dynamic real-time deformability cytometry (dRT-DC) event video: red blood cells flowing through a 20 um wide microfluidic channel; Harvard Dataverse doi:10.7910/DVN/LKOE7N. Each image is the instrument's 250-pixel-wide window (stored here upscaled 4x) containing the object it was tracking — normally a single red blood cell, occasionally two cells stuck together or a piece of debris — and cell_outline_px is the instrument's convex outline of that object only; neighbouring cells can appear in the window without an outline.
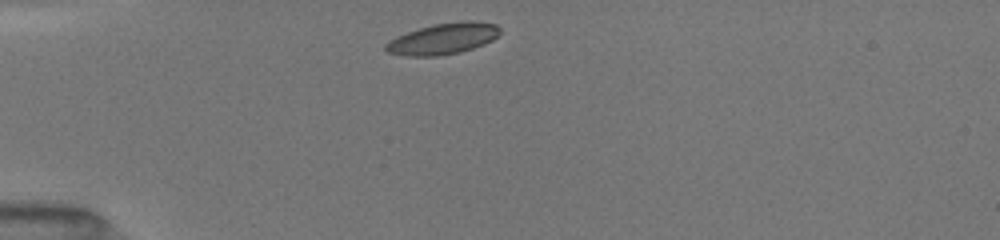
{"species": "common noctule bat (a hibernating species)", "species_latin": "Nyctalus noctula", "temperature_condition": "room temperature", "stored_images_in_passage": 30, "camera_frame_rate_fps": 3000, "um_per_image_px": 0.085, "animal": {"sex": "female", "body_mass_g": 19.5, "forearm_length_mm": 54.1}, "frame": {"image": 1, "passage_image": 1, "time_ms": 0.0, "image_size_px": [1000, 240], "cell_outline_px": [[500, 32], [492, 40], [484, 44], [460, 52], [436, 56], [404, 56], [388, 52], [384, 48], [384, 44], [388, 40], [396, 36], [432, 24], [460, 20], [472, 20], [496, 24], [500, 28]], "centroid_in_image_um": [37.64, 3.28], "position_along_channel_um": 47.4, "area_um2": 20.87}}
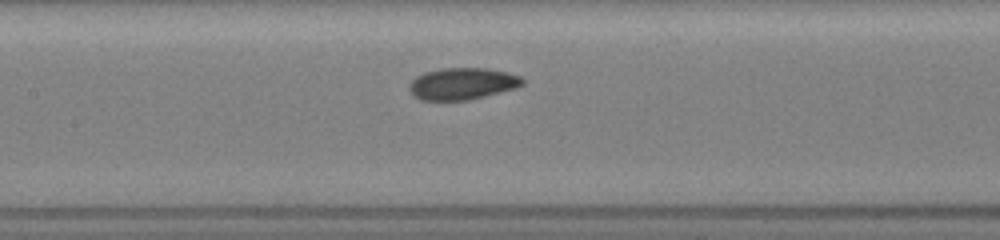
{"frame": {"image": 2, "passage_image": 12, "time_ms": 3.667, "image_size_px": [1000, 240], "cell_outline_px": [[524, 84], [516, 88], [468, 100], [420, 100], [412, 96], [408, 88], [408, 84], [416, 76], [424, 72], [440, 68], [488, 68], [508, 72], [520, 76], [524, 80]], "centroid_in_image_um": [39.27, 7.11], "position_along_channel_um": 168.1, "area_um2": 21.21}}
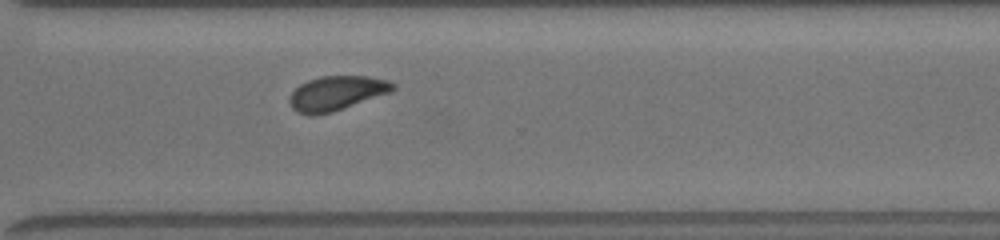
{"frame": {"image": 3, "passage_image": 29, "time_ms": 8.0, "image_size_px": [1000, 240], "cell_outline_px": [[396, 88], [392, 92], [332, 112], [316, 116], [296, 112], [292, 108], [288, 100], [292, 92], [300, 84], [308, 80], [320, 76], [368, 76], [388, 80], [396, 84]], "centroid_in_image_um": [28.62, 7.92], "position_along_channel_um": 342.0, "area_um2": 20.92}}